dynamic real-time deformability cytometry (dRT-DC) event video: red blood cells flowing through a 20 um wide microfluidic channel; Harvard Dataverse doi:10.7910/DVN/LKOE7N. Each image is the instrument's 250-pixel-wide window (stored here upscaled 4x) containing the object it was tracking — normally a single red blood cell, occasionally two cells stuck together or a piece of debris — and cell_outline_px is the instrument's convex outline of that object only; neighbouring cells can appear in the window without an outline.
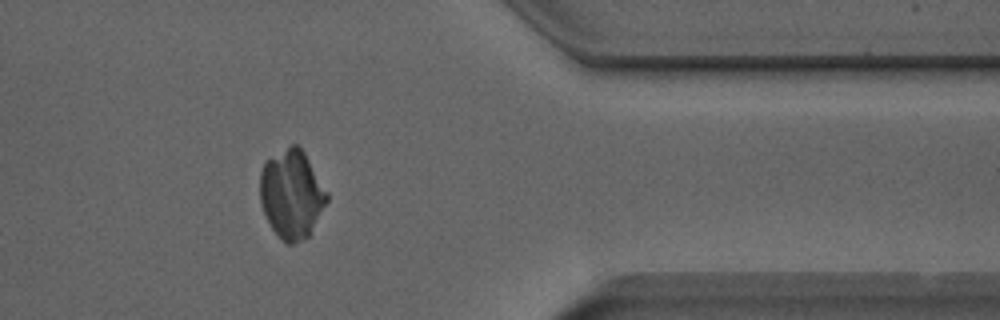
{"species": "Egyptian fruit bat (a non-hibernating species)", "species_latin": "Rousettus aegyptiacus", "temperature_condition": "room temperature", "stored_images_in_passage": 51, "camera_frame_rate_fps": 3000, "um_per_image_px": 0.085, "animal": {"sex": "male"}, "frame": {"image": 1, "passage_image": 41, "time_ms": 13.333, "image_size_px": [1000, 320], "cell_outline_px": [[328, 200], [308, 236], [292, 244], [284, 244], [272, 228], [264, 212], [260, 200], [260, 172], [264, 160], [292, 144], [296, 144], [304, 152], [328, 192]], "centroid_in_image_um": [24.78, 16.49], "position_along_channel_um": 386.6, "area_um2": 34.39}}
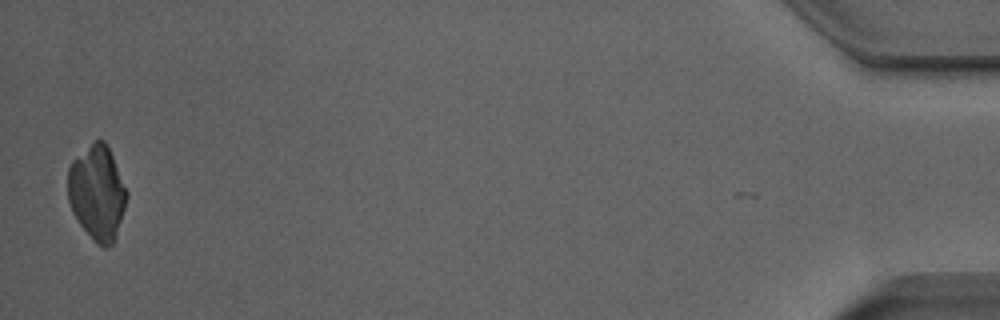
{"frame": {"image": 2, "passage_image": 50, "time_ms": 16.333, "image_size_px": [1000, 320], "cell_outline_px": [[128, 196], [116, 240], [108, 248], [104, 248], [96, 244], [80, 224], [72, 212], [68, 200], [68, 168], [72, 160], [96, 140], [104, 140], [112, 156], [128, 192]], "centroid_in_image_um": [8.27, 16.44], "position_along_channel_um": 426.9, "area_um2": 32.48}}